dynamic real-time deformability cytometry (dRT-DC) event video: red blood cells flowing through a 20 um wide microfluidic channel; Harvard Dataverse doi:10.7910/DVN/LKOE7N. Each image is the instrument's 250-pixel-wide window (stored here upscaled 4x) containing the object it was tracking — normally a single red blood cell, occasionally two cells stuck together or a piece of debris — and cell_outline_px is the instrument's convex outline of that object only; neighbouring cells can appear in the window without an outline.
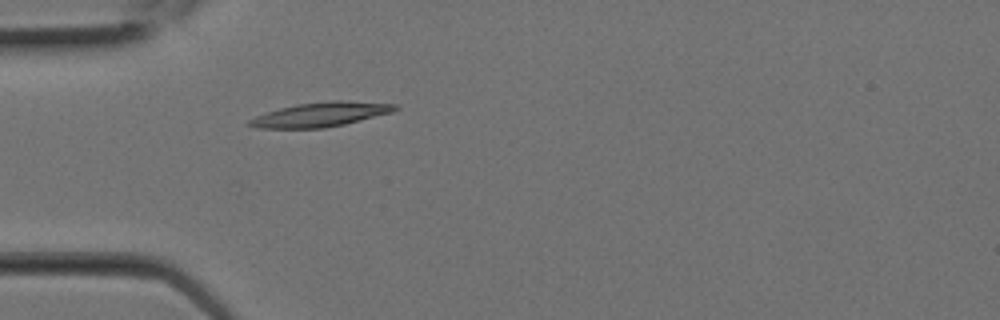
{"species": "Egyptian fruit bat (a non-hibernating species)", "species_latin": "Rousettus aegyptiacus", "temperature_condition": "room temperature", "stored_images_in_passage": 2, "camera_frame_rate_fps": 3000, "um_per_image_px": 0.085, "animal": {"sex": "female"}, "frame": {"image": 1, "passage_image": 2, "time_ms": 0.333, "image_size_px": [1000, 320], "cell_outline_px": [[400, 108], [392, 112], [344, 124], [324, 128], [256, 128], [248, 124], [248, 120], [256, 116], [280, 108], [296, 104], [332, 100], [340, 100], [396, 104]], "centroid_in_image_um": [27.26, 9.72], "position_along_channel_um": 57.7, "area_um2": 20.52}}